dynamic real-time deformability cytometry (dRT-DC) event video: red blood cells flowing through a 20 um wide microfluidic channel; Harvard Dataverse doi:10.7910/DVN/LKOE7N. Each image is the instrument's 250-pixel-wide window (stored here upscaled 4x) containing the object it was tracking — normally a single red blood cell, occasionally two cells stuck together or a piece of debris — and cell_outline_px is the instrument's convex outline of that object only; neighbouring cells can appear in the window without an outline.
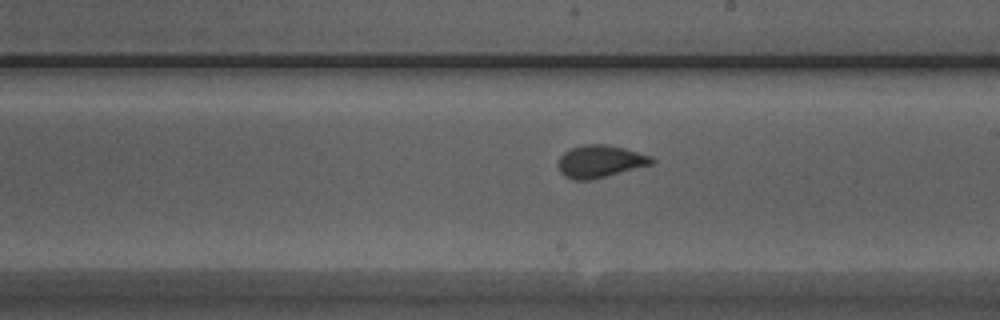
{"species": "Egyptian fruit bat (a non-hibernating species)", "species_latin": "Rousettus aegyptiacus", "temperature_condition": "warm", "stored_images_in_passage": 14, "camera_frame_rate_fps": 3000, "um_per_image_px": 0.085, "animal": {"sex": "male"}, "frame": {"image": 1, "passage_image": 14, "time_ms": 4.333, "image_size_px": [1000, 320], "cell_outline_px": [[656, 160], [652, 164], [592, 180], [572, 180], [564, 176], [560, 172], [556, 164], [560, 156], [564, 152], [572, 148], [584, 144], [608, 144], [624, 148], [652, 156]], "centroid_in_image_um": [50.98, 13.72], "position_along_channel_um": 238.0, "area_um2": 17.86}}